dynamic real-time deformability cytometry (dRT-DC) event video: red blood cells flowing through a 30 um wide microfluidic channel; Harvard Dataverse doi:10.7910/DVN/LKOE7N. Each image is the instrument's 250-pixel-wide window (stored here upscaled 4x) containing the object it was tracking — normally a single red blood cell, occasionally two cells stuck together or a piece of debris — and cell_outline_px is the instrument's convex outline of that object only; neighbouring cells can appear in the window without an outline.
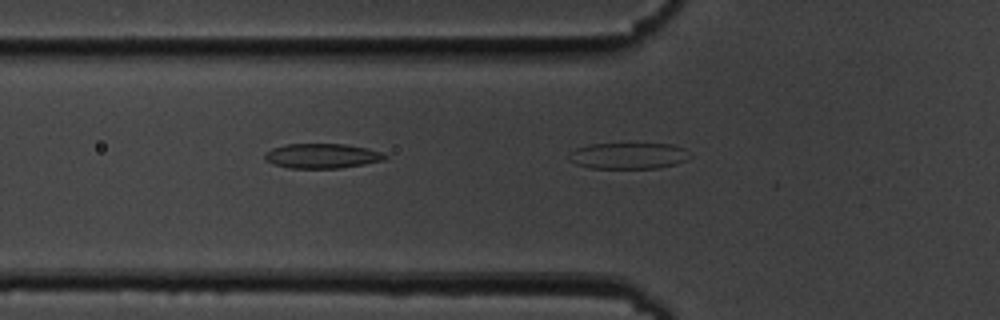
{"species": "common noctule bat (a hibernating species)", "species_latin": "Nyctalus noctula", "temperature_condition": "cold", "stored_images_in_passage": 6, "camera_frame_rate_fps": 3000, "um_per_image_px": 0.085, "animal": {"sex": "male", "body_mass_g": 19.5, "forearm_length_mm": 54.6}, "frame": {"image": 1, "passage_image": 6, "time_ms": 1.667, "image_size_px": [1000, 320], "cell_outline_px": [[692, 156], [688, 160], [676, 164], [660, 168], [592, 168], [576, 164], [568, 160], [568, 156], [576, 148], [588, 144], [676, 144], [684, 148]], "centroid_in_image_um": [53.46, 13.24], "position_along_channel_um": 72.3, "area_um2": 18.67}}